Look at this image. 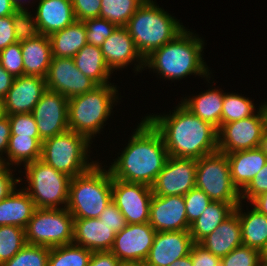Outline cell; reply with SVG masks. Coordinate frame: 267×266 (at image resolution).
<instances>
[{"instance_id": "obj_39", "label": "cell", "mask_w": 267, "mask_h": 266, "mask_svg": "<svg viewBox=\"0 0 267 266\" xmlns=\"http://www.w3.org/2000/svg\"><path fill=\"white\" fill-rule=\"evenodd\" d=\"M222 266H262L261 251L241 245L221 258Z\"/></svg>"}, {"instance_id": "obj_10", "label": "cell", "mask_w": 267, "mask_h": 266, "mask_svg": "<svg viewBox=\"0 0 267 266\" xmlns=\"http://www.w3.org/2000/svg\"><path fill=\"white\" fill-rule=\"evenodd\" d=\"M74 218L67 208H36L25 228L29 245L49 248L72 244Z\"/></svg>"}, {"instance_id": "obj_41", "label": "cell", "mask_w": 267, "mask_h": 266, "mask_svg": "<svg viewBox=\"0 0 267 266\" xmlns=\"http://www.w3.org/2000/svg\"><path fill=\"white\" fill-rule=\"evenodd\" d=\"M0 63L14 77L24 76L21 43L17 41L0 51Z\"/></svg>"}, {"instance_id": "obj_16", "label": "cell", "mask_w": 267, "mask_h": 266, "mask_svg": "<svg viewBox=\"0 0 267 266\" xmlns=\"http://www.w3.org/2000/svg\"><path fill=\"white\" fill-rule=\"evenodd\" d=\"M32 114L42 141L69 130L68 98L61 93L46 90Z\"/></svg>"}, {"instance_id": "obj_33", "label": "cell", "mask_w": 267, "mask_h": 266, "mask_svg": "<svg viewBox=\"0 0 267 266\" xmlns=\"http://www.w3.org/2000/svg\"><path fill=\"white\" fill-rule=\"evenodd\" d=\"M93 251L75 244L50 248L48 266H88Z\"/></svg>"}, {"instance_id": "obj_30", "label": "cell", "mask_w": 267, "mask_h": 266, "mask_svg": "<svg viewBox=\"0 0 267 266\" xmlns=\"http://www.w3.org/2000/svg\"><path fill=\"white\" fill-rule=\"evenodd\" d=\"M73 61L79 71L97 85L110 84L113 72L107 66L100 47L87 43L73 57Z\"/></svg>"}, {"instance_id": "obj_61", "label": "cell", "mask_w": 267, "mask_h": 266, "mask_svg": "<svg viewBox=\"0 0 267 266\" xmlns=\"http://www.w3.org/2000/svg\"><path fill=\"white\" fill-rule=\"evenodd\" d=\"M3 162L0 160V169L3 167Z\"/></svg>"}, {"instance_id": "obj_8", "label": "cell", "mask_w": 267, "mask_h": 266, "mask_svg": "<svg viewBox=\"0 0 267 266\" xmlns=\"http://www.w3.org/2000/svg\"><path fill=\"white\" fill-rule=\"evenodd\" d=\"M23 167L26 170L25 178L28 183V186L23 189L33 200L36 208H66L71 177L55 170L41 159Z\"/></svg>"}, {"instance_id": "obj_24", "label": "cell", "mask_w": 267, "mask_h": 266, "mask_svg": "<svg viewBox=\"0 0 267 266\" xmlns=\"http://www.w3.org/2000/svg\"><path fill=\"white\" fill-rule=\"evenodd\" d=\"M200 244L220 258L241 246V225L236 211L225 219L211 234L205 237Z\"/></svg>"}, {"instance_id": "obj_35", "label": "cell", "mask_w": 267, "mask_h": 266, "mask_svg": "<svg viewBox=\"0 0 267 266\" xmlns=\"http://www.w3.org/2000/svg\"><path fill=\"white\" fill-rule=\"evenodd\" d=\"M252 102V100L240 94L225 93L221 113V125L255 115L256 108Z\"/></svg>"}, {"instance_id": "obj_40", "label": "cell", "mask_w": 267, "mask_h": 266, "mask_svg": "<svg viewBox=\"0 0 267 266\" xmlns=\"http://www.w3.org/2000/svg\"><path fill=\"white\" fill-rule=\"evenodd\" d=\"M86 39L88 44L101 47L105 39H107L117 28L115 24L108 20L96 17L85 19Z\"/></svg>"}, {"instance_id": "obj_20", "label": "cell", "mask_w": 267, "mask_h": 266, "mask_svg": "<svg viewBox=\"0 0 267 266\" xmlns=\"http://www.w3.org/2000/svg\"><path fill=\"white\" fill-rule=\"evenodd\" d=\"M101 52L109 69L122 70L132 62L137 63L135 72L144 69V58L137 51L134 41L126 27H117L116 30L103 42ZM115 69V70H114Z\"/></svg>"}, {"instance_id": "obj_37", "label": "cell", "mask_w": 267, "mask_h": 266, "mask_svg": "<svg viewBox=\"0 0 267 266\" xmlns=\"http://www.w3.org/2000/svg\"><path fill=\"white\" fill-rule=\"evenodd\" d=\"M50 248L26 244L12 259L1 266H48Z\"/></svg>"}, {"instance_id": "obj_15", "label": "cell", "mask_w": 267, "mask_h": 266, "mask_svg": "<svg viewBox=\"0 0 267 266\" xmlns=\"http://www.w3.org/2000/svg\"><path fill=\"white\" fill-rule=\"evenodd\" d=\"M47 90L66 98L92 91L98 86L75 66L73 58L52 57L46 78Z\"/></svg>"}, {"instance_id": "obj_52", "label": "cell", "mask_w": 267, "mask_h": 266, "mask_svg": "<svg viewBox=\"0 0 267 266\" xmlns=\"http://www.w3.org/2000/svg\"><path fill=\"white\" fill-rule=\"evenodd\" d=\"M15 77L11 74H9L2 66L0 63V101H2L8 91L10 90L13 82H14Z\"/></svg>"}, {"instance_id": "obj_50", "label": "cell", "mask_w": 267, "mask_h": 266, "mask_svg": "<svg viewBox=\"0 0 267 266\" xmlns=\"http://www.w3.org/2000/svg\"><path fill=\"white\" fill-rule=\"evenodd\" d=\"M88 266H125L111 251H93Z\"/></svg>"}, {"instance_id": "obj_22", "label": "cell", "mask_w": 267, "mask_h": 266, "mask_svg": "<svg viewBox=\"0 0 267 266\" xmlns=\"http://www.w3.org/2000/svg\"><path fill=\"white\" fill-rule=\"evenodd\" d=\"M116 233L98 218L74 219L73 244L91 251H110Z\"/></svg>"}, {"instance_id": "obj_46", "label": "cell", "mask_w": 267, "mask_h": 266, "mask_svg": "<svg viewBox=\"0 0 267 266\" xmlns=\"http://www.w3.org/2000/svg\"><path fill=\"white\" fill-rule=\"evenodd\" d=\"M265 191H267V163L241 191V201L247 199L251 202L255 197Z\"/></svg>"}, {"instance_id": "obj_55", "label": "cell", "mask_w": 267, "mask_h": 266, "mask_svg": "<svg viewBox=\"0 0 267 266\" xmlns=\"http://www.w3.org/2000/svg\"><path fill=\"white\" fill-rule=\"evenodd\" d=\"M169 266H193L191 255H187L183 258L177 259L174 263Z\"/></svg>"}, {"instance_id": "obj_29", "label": "cell", "mask_w": 267, "mask_h": 266, "mask_svg": "<svg viewBox=\"0 0 267 266\" xmlns=\"http://www.w3.org/2000/svg\"><path fill=\"white\" fill-rule=\"evenodd\" d=\"M242 202L235 207L240 219L242 245L262 251L267 243V216L254 207L251 211L242 212Z\"/></svg>"}, {"instance_id": "obj_6", "label": "cell", "mask_w": 267, "mask_h": 266, "mask_svg": "<svg viewBox=\"0 0 267 266\" xmlns=\"http://www.w3.org/2000/svg\"><path fill=\"white\" fill-rule=\"evenodd\" d=\"M101 165V166H100ZM112 201V175L97 163L86 173L71 178L66 208L74 219L98 218Z\"/></svg>"}, {"instance_id": "obj_38", "label": "cell", "mask_w": 267, "mask_h": 266, "mask_svg": "<svg viewBox=\"0 0 267 266\" xmlns=\"http://www.w3.org/2000/svg\"><path fill=\"white\" fill-rule=\"evenodd\" d=\"M32 15L28 10H16L12 15L15 38L20 43L31 40L40 34Z\"/></svg>"}, {"instance_id": "obj_45", "label": "cell", "mask_w": 267, "mask_h": 266, "mask_svg": "<svg viewBox=\"0 0 267 266\" xmlns=\"http://www.w3.org/2000/svg\"><path fill=\"white\" fill-rule=\"evenodd\" d=\"M101 223H105L115 233L120 232L126 225V220L123 214L113 201H110L106 208L102 211L98 217Z\"/></svg>"}, {"instance_id": "obj_48", "label": "cell", "mask_w": 267, "mask_h": 266, "mask_svg": "<svg viewBox=\"0 0 267 266\" xmlns=\"http://www.w3.org/2000/svg\"><path fill=\"white\" fill-rule=\"evenodd\" d=\"M13 170L9 166H3L0 169V201L9 196L14 190H16V185L22 180L18 177L15 178Z\"/></svg>"}, {"instance_id": "obj_11", "label": "cell", "mask_w": 267, "mask_h": 266, "mask_svg": "<svg viewBox=\"0 0 267 266\" xmlns=\"http://www.w3.org/2000/svg\"><path fill=\"white\" fill-rule=\"evenodd\" d=\"M258 107L255 115L220 126L218 151L227 154L259 147L267 117L263 105Z\"/></svg>"}, {"instance_id": "obj_62", "label": "cell", "mask_w": 267, "mask_h": 266, "mask_svg": "<svg viewBox=\"0 0 267 266\" xmlns=\"http://www.w3.org/2000/svg\"><path fill=\"white\" fill-rule=\"evenodd\" d=\"M262 266H267V262H262Z\"/></svg>"}, {"instance_id": "obj_54", "label": "cell", "mask_w": 267, "mask_h": 266, "mask_svg": "<svg viewBox=\"0 0 267 266\" xmlns=\"http://www.w3.org/2000/svg\"><path fill=\"white\" fill-rule=\"evenodd\" d=\"M15 11L12 0H0V17L13 15Z\"/></svg>"}, {"instance_id": "obj_13", "label": "cell", "mask_w": 267, "mask_h": 266, "mask_svg": "<svg viewBox=\"0 0 267 266\" xmlns=\"http://www.w3.org/2000/svg\"><path fill=\"white\" fill-rule=\"evenodd\" d=\"M152 196L151 186L112 177V201L125 217L127 224L149 222Z\"/></svg>"}, {"instance_id": "obj_47", "label": "cell", "mask_w": 267, "mask_h": 266, "mask_svg": "<svg viewBox=\"0 0 267 266\" xmlns=\"http://www.w3.org/2000/svg\"><path fill=\"white\" fill-rule=\"evenodd\" d=\"M190 255L193 266H222L221 258L208 251L200 243H193Z\"/></svg>"}, {"instance_id": "obj_44", "label": "cell", "mask_w": 267, "mask_h": 266, "mask_svg": "<svg viewBox=\"0 0 267 266\" xmlns=\"http://www.w3.org/2000/svg\"><path fill=\"white\" fill-rule=\"evenodd\" d=\"M76 20L84 21L99 17L101 0H71Z\"/></svg>"}, {"instance_id": "obj_26", "label": "cell", "mask_w": 267, "mask_h": 266, "mask_svg": "<svg viewBox=\"0 0 267 266\" xmlns=\"http://www.w3.org/2000/svg\"><path fill=\"white\" fill-rule=\"evenodd\" d=\"M36 209L28 193L20 188L0 201V226L13 225L26 228Z\"/></svg>"}, {"instance_id": "obj_9", "label": "cell", "mask_w": 267, "mask_h": 266, "mask_svg": "<svg viewBox=\"0 0 267 266\" xmlns=\"http://www.w3.org/2000/svg\"><path fill=\"white\" fill-rule=\"evenodd\" d=\"M195 187L212 201L240 203L241 192L233 184L225 153L216 151L197 160Z\"/></svg>"}, {"instance_id": "obj_60", "label": "cell", "mask_w": 267, "mask_h": 266, "mask_svg": "<svg viewBox=\"0 0 267 266\" xmlns=\"http://www.w3.org/2000/svg\"><path fill=\"white\" fill-rule=\"evenodd\" d=\"M2 114V107H1V101H0V116Z\"/></svg>"}, {"instance_id": "obj_7", "label": "cell", "mask_w": 267, "mask_h": 266, "mask_svg": "<svg viewBox=\"0 0 267 266\" xmlns=\"http://www.w3.org/2000/svg\"><path fill=\"white\" fill-rule=\"evenodd\" d=\"M93 141L72 130H67L42 141L41 160L69 177L82 175L98 161L89 162Z\"/></svg>"}, {"instance_id": "obj_42", "label": "cell", "mask_w": 267, "mask_h": 266, "mask_svg": "<svg viewBox=\"0 0 267 266\" xmlns=\"http://www.w3.org/2000/svg\"><path fill=\"white\" fill-rule=\"evenodd\" d=\"M185 200L188 223H194L212 201L208 195L198 188L191 189L183 196Z\"/></svg>"}, {"instance_id": "obj_2", "label": "cell", "mask_w": 267, "mask_h": 266, "mask_svg": "<svg viewBox=\"0 0 267 266\" xmlns=\"http://www.w3.org/2000/svg\"><path fill=\"white\" fill-rule=\"evenodd\" d=\"M134 131L109 171L115 179L152 186L169 154L162 135L146 117Z\"/></svg>"}, {"instance_id": "obj_28", "label": "cell", "mask_w": 267, "mask_h": 266, "mask_svg": "<svg viewBox=\"0 0 267 266\" xmlns=\"http://www.w3.org/2000/svg\"><path fill=\"white\" fill-rule=\"evenodd\" d=\"M48 37L52 57L73 58L88 43L86 25L78 20Z\"/></svg>"}, {"instance_id": "obj_25", "label": "cell", "mask_w": 267, "mask_h": 266, "mask_svg": "<svg viewBox=\"0 0 267 266\" xmlns=\"http://www.w3.org/2000/svg\"><path fill=\"white\" fill-rule=\"evenodd\" d=\"M24 76L46 78L52 53L49 37L39 34L37 37L21 42Z\"/></svg>"}, {"instance_id": "obj_5", "label": "cell", "mask_w": 267, "mask_h": 266, "mask_svg": "<svg viewBox=\"0 0 267 266\" xmlns=\"http://www.w3.org/2000/svg\"><path fill=\"white\" fill-rule=\"evenodd\" d=\"M116 87L114 83L98 85L92 91L69 98V130L87 137L90 141L94 139L113 112V104L119 101Z\"/></svg>"}, {"instance_id": "obj_17", "label": "cell", "mask_w": 267, "mask_h": 266, "mask_svg": "<svg viewBox=\"0 0 267 266\" xmlns=\"http://www.w3.org/2000/svg\"><path fill=\"white\" fill-rule=\"evenodd\" d=\"M46 90V82L42 77H15L6 97L1 101L2 114L10 116L32 113L33 108Z\"/></svg>"}, {"instance_id": "obj_56", "label": "cell", "mask_w": 267, "mask_h": 266, "mask_svg": "<svg viewBox=\"0 0 267 266\" xmlns=\"http://www.w3.org/2000/svg\"><path fill=\"white\" fill-rule=\"evenodd\" d=\"M258 148H260L267 156V125L265 126V129L263 131L262 138Z\"/></svg>"}, {"instance_id": "obj_49", "label": "cell", "mask_w": 267, "mask_h": 266, "mask_svg": "<svg viewBox=\"0 0 267 266\" xmlns=\"http://www.w3.org/2000/svg\"><path fill=\"white\" fill-rule=\"evenodd\" d=\"M17 42L14 34L12 15L0 17V51Z\"/></svg>"}, {"instance_id": "obj_18", "label": "cell", "mask_w": 267, "mask_h": 266, "mask_svg": "<svg viewBox=\"0 0 267 266\" xmlns=\"http://www.w3.org/2000/svg\"><path fill=\"white\" fill-rule=\"evenodd\" d=\"M149 224L156 232L189 231L183 196L153 195L150 204Z\"/></svg>"}, {"instance_id": "obj_51", "label": "cell", "mask_w": 267, "mask_h": 266, "mask_svg": "<svg viewBox=\"0 0 267 266\" xmlns=\"http://www.w3.org/2000/svg\"><path fill=\"white\" fill-rule=\"evenodd\" d=\"M10 136H11V128H10L9 118L8 116L1 114L0 116V160L3 162V165H4V159H5L3 155L6 154Z\"/></svg>"}, {"instance_id": "obj_43", "label": "cell", "mask_w": 267, "mask_h": 266, "mask_svg": "<svg viewBox=\"0 0 267 266\" xmlns=\"http://www.w3.org/2000/svg\"><path fill=\"white\" fill-rule=\"evenodd\" d=\"M11 135L40 138L37 123L32 113L13 114L8 116Z\"/></svg>"}, {"instance_id": "obj_53", "label": "cell", "mask_w": 267, "mask_h": 266, "mask_svg": "<svg viewBox=\"0 0 267 266\" xmlns=\"http://www.w3.org/2000/svg\"><path fill=\"white\" fill-rule=\"evenodd\" d=\"M250 204V206L267 216V191L255 197Z\"/></svg>"}, {"instance_id": "obj_21", "label": "cell", "mask_w": 267, "mask_h": 266, "mask_svg": "<svg viewBox=\"0 0 267 266\" xmlns=\"http://www.w3.org/2000/svg\"><path fill=\"white\" fill-rule=\"evenodd\" d=\"M35 22L40 34L50 36L76 21L71 0H38Z\"/></svg>"}, {"instance_id": "obj_31", "label": "cell", "mask_w": 267, "mask_h": 266, "mask_svg": "<svg viewBox=\"0 0 267 266\" xmlns=\"http://www.w3.org/2000/svg\"><path fill=\"white\" fill-rule=\"evenodd\" d=\"M239 203L211 201L201 216L191 224L190 235L193 242L200 243L211 234L234 211Z\"/></svg>"}, {"instance_id": "obj_58", "label": "cell", "mask_w": 267, "mask_h": 266, "mask_svg": "<svg viewBox=\"0 0 267 266\" xmlns=\"http://www.w3.org/2000/svg\"><path fill=\"white\" fill-rule=\"evenodd\" d=\"M262 262H267V243L266 246L261 251Z\"/></svg>"}, {"instance_id": "obj_14", "label": "cell", "mask_w": 267, "mask_h": 266, "mask_svg": "<svg viewBox=\"0 0 267 266\" xmlns=\"http://www.w3.org/2000/svg\"><path fill=\"white\" fill-rule=\"evenodd\" d=\"M196 159L169 156L152 188L156 196H184L195 188Z\"/></svg>"}, {"instance_id": "obj_23", "label": "cell", "mask_w": 267, "mask_h": 266, "mask_svg": "<svg viewBox=\"0 0 267 266\" xmlns=\"http://www.w3.org/2000/svg\"><path fill=\"white\" fill-rule=\"evenodd\" d=\"M233 184L241 192L267 163V156L260 148L226 154Z\"/></svg>"}, {"instance_id": "obj_27", "label": "cell", "mask_w": 267, "mask_h": 266, "mask_svg": "<svg viewBox=\"0 0 267 266\" xmlns=\"http://www.w3.org/2000/svg\"><path fill=\"white\" fill-rule=\"evenodd\" d=\"M224 92L221 89H208L199 95L185 97L180 102L194 115L210 123L217 130L221 126Z\"/></svg>"}, {"instance_id": "obj_3", "label": "cell", "mask_w": 267, "mask_h": 266, "mask_svg": "<svg viewBox=\"0 0 267 266\" xmlns=\"http://www.w3.org/2000/svg\"><path fill=\"white\" fill-rule=\"evenodd\" d=\"M203 49L204 40L185 28L172 41L149 54L144 59V68L153 69L166 80H182L193 74L209 83L211 71L203 60Z\"/></svg>"}, {"instance_id": "obj_1", "label": "cell", "mask_w": 267, "mask_h": 266, "mask_svg": "<svg viewBox=\"0 0 267 266\" xmlns=\"http://www.w3.org/2000/svg\"><path fill=\"white\" fill-rule=\"evenodd\" d=\"M145 116L163 137L169 156L200 159L218 151V130L182 103L172 114Z\"/></svg>"}, {"instance_id": "obj_34", "label": "cell", "mask_w": 267, "mask_h": 266, "mask_svg": "<svg viewBox=\"0 0 267 266\" xmlns=\"http://www.w3.org/2000/svg\"><path fill=\"white\" fill-rule=\"evenodd\" d=\"M146 0H101L99 17L117 27H126L129 19Z\"/></svg>"}, {"instance_id": "obj_32", "label": "cell", "mask_w": 267, "mask_h": 266, "mask_svg": "<svg viewBox=\"0 0 267 266\" xmlns=\"http://www.w3.org/2000/svg\"><path fill=\"white\" fill-rule=\"evenodd\" d=\"M40 138L11 135L4 159L5 166L26 165L41 158ZM22 163V164H21Z\"/></svg>"}, {"instance_id": "obj_59", "label": "cell", "mask_w": 267, "mask_h": 266, "mask_svg": "<svg viewBox=\"0 0 267 266\" xmlns=\"http://www.w3.org/2000/svg\"><path fill=\"white\" fill-rule=\"evenodd\" d=\"M262 105H263V107H264V109H265L266 117H267V102L263 103Z\"/></svg>"}, {"instance_id": "obj_36", "label": "cell", "mask_w": 267, "mask_h": 266, "mask_svg": "<svg viewBox=\"0 0 267 266\" xmlns=\"http://www.w3.org/2000/svg\"><path fill=\"white\" fill-rule=\"evenodd\" d=\"M26 244L24 228L13 225L0 226V266L12 259Z\"/></svg>"}, {"instance_id": "obj_19", "label": "cell", "mask_w": 267, "mask_h": 266, "mask_svg": "<svg viewBox=\"0 0 267 266\" xmlns=\"http://www.w3.org/2000/svg\"><path fill=\"white\" fill-rule=\"evenodd\" d=\"M193 243L190 231L156 232L143 266H169L189 255Z\"/></svg>"}, {"instance_id": "obj_57", "label": "cell", "mask_w": 267, "mask_h": 266, "mask_svg": "<svg viewBox=\"0 0 267 266\" xmlns=\"http://www.w3.org/2000/svg\"><path fill=\"white\" fill-rule=\"evenodd\" d=\"M27 2L30 3L29 1H26V0H12V3L14 5L15 9L16 10H23V11L28 10L26 7H24L25 4L28 5Z\"/></svg>"}, {"instance_id": "obj_4", "label": "cell", "mask_w": 267, "mask_h": 266, "mask_svg": "<svg viewBox=\"0 0 267 266\" xmlns=\"http://www.w3.org/2000/svg\"><path fill=\"white\" fill-rule=\"evenodd\" d=\"M126 28L144 59L185 29L179 20L157 6L153 0H146L137 9Z\"/></svg>"}, {"instance_id": "obj_12", "label": "cell", "mask_w": 267, "mask_h": 266, "mask_svg": "<svg viewBox=\"0 0 267 266\" xmlns=\"http://www.w3.org/2000/svg\"><path fill=\"white\" fill-rule=\"evenodd\" d=\"M155 229L147 223L127 224L116 233L111 252L125 265H143L153 245Z\"/></svg>"}]
</instances>
